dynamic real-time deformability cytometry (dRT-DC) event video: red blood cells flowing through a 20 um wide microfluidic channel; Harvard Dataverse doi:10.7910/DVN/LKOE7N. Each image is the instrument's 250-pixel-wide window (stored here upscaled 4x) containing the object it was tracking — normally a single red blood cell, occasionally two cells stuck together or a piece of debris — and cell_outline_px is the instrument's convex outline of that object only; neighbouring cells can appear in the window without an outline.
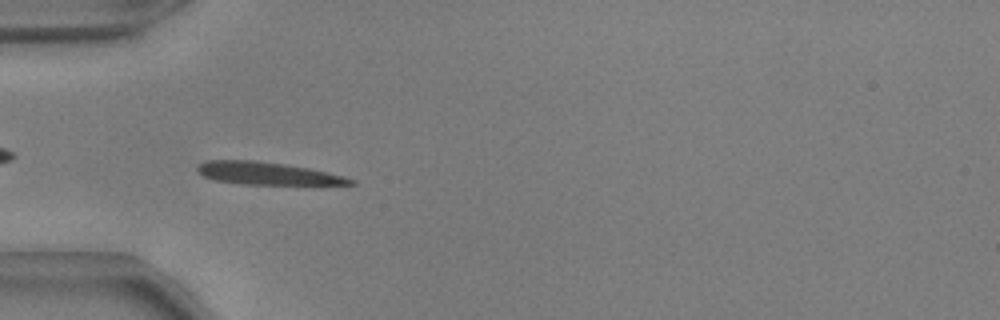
{"species": "common noctule bat (a hibernating species)", "species_latin": "Nyctalus noctula", "temperature_condition": "warm", "stored_images_in_passage": 40, "camera_frame_rate_fps": 3000, "um_per_image_px": 0.085, "animal": {"sex": "male", "body_mass_g": 17.9, "forearm_length_mm": 54.2}, "frame": {"image": 1, "passage_image": 4, "time_ms": 1.0, "image_size_px": [1000, 320], "cell_outline_px": [[356, 184], [320, 188], [240, 184], [212, 180], [196, 172], [196, 164], [204, 160], [256, 160], [284, 164], [308, 168], [328, 172], [344, 176], [356, 180]], "centroid_in_image_um": [22.88, 14.81], "position_along_channel_um": 62.1, "area_um2": 21.91}}
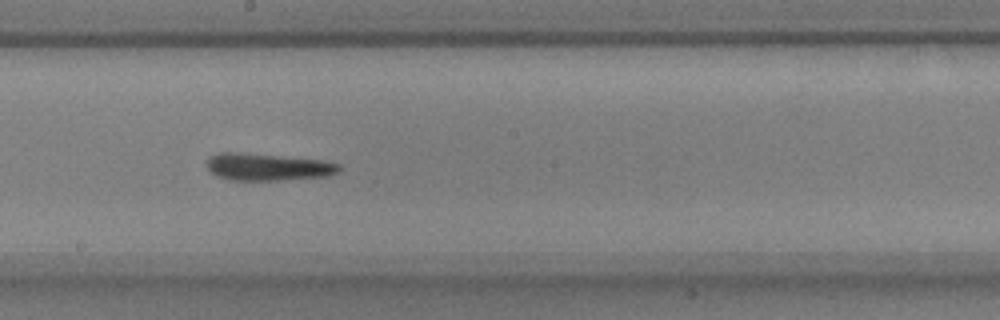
{"frame": {"image": 2, "passage_image": 17, "time_ms": 5.333, "image_size_px": [1000, 320], "cell_outline_px": [[340, 168], [336, 172], [328, 176], [280, 180], [228, 180], [216, 176], [204, 164], [204, 160], [208, 156], [220, 152], [240, 152], [320, 160], [340, 164]], "centroid_in_image_um": [22.65, 14.19], "position_along_channel_um": 225.5, "area_um2": 21.04}}
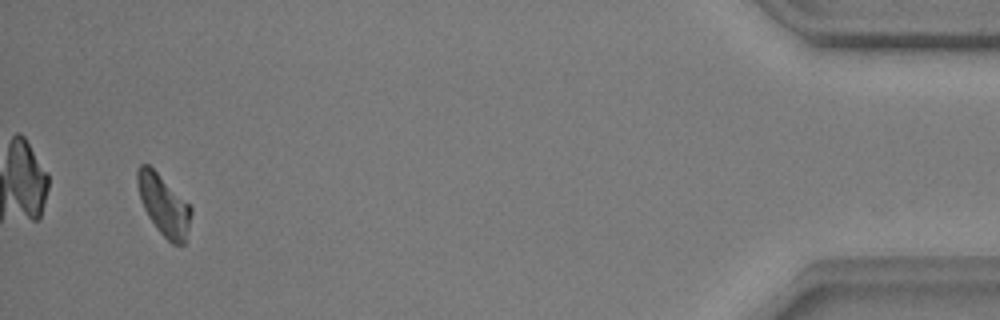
{"frame": {"image": 3, "passage_image": 38, "time_ms": 12.333, "image_size_px": [1000, 320], "cell_outline_px": [[192, 212], [184, 244], [172, 244], [156, 228], [148, 216], [140, 200], [136, 180], [136, 172], [140, 164], [148, 164], [192, 208]], "centroid_in_image_um": [13.88, 17.44], "position_along_channel_um": 421.3, "area_um2": 18.5}, "authors_computed_cell_mechanics": {"area_um2": 20.0855, "velocity_mm_per_s": 3.8295, "shape_relaxation_time_tau1_ms": 2.7749, "shape_relaxation_time_tau2_ms": 2.7587, "deformation_change_tau1": 0.1543, "deformation_change_tau2": 0.0733}}